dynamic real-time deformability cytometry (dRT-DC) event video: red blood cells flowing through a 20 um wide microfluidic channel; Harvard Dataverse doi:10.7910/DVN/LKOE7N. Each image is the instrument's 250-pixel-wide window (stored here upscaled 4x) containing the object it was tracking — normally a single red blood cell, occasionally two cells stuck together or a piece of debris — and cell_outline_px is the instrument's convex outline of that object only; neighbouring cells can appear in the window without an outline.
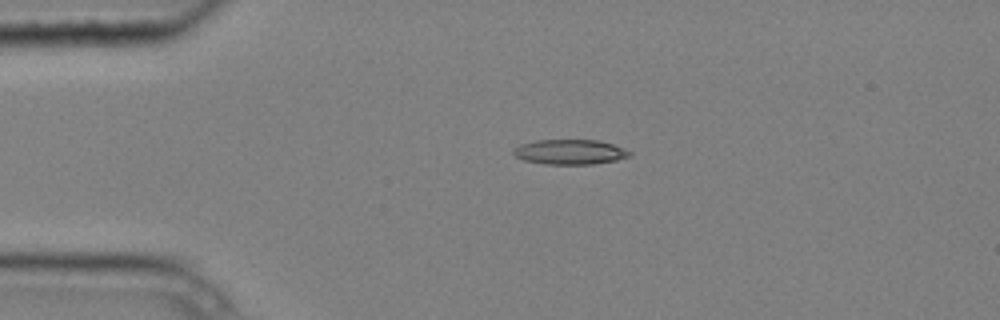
{"species": "common noctule bat (a hibernating species)", "species_latin": "Nyctalus noctula", "temperature_condition": "cold", "stored_images_in_passage": 4, "camera_frame_rate_fps": 3000, "um_per_image_px": 0.085, "animal": {"sex": "male", "body_mass_g": 20.4}, "frame": {"image": 1, "passage_image": 3, "time_ms": 0.667, "image_size_px": [1000, 320], "cell_outline_px": [[632, 156], [616, 160], [592, 164], [544, 164], [524, 160], [516, 156], [512, 152], [512, 148], [520, 144], [536, 140], [600, 140], [624, 148], [632, 152]], "centroid_in_image_um": [48.45, 12.91], "position_along_channel_um": 36.6, "area_um2": 16.99}}